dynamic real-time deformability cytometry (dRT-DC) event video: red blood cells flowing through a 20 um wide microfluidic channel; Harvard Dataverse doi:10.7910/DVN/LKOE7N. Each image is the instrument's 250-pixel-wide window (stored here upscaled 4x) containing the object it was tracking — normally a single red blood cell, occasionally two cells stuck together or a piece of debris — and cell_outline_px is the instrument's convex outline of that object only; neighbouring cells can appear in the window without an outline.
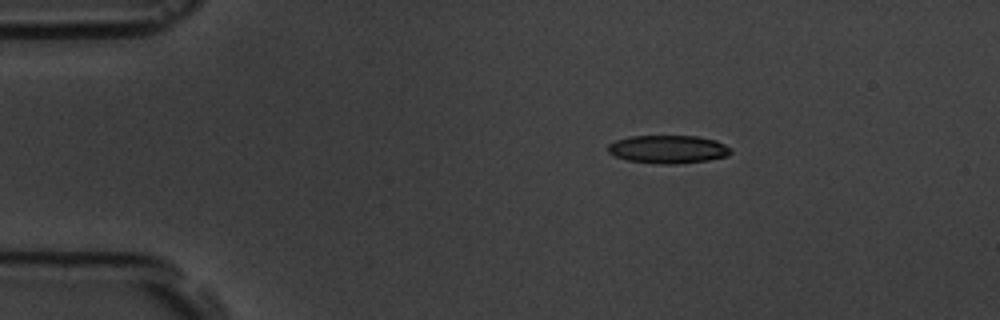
{"species": "common noctule bat (a hibernating species)", "species_latin": "Nyctalus noctula", "temperature_condition": "room temperature", "stored_images_in_passage": 3, "camera_frame_rate_fps": 3000, "um_per_image_px": 0.085, "animal": {"sex": "male", "body_mass_g": 19.5, "forearm_length_mm": 54.6}, "frame": {"image": 1, "passage_image": 1, "time_ms": 0.0, "image_size_px": [1000, 320], "cell_outline_px": [[732, 152], [728, 156], [708, 160], [676, 164], [656, 164], [628, 160], [616, 156], [608, 152], [608, 144], [616, 140], [632, 136], [696, 136], [716, 140], [732, 148]], "centroid_in_image_um": [56.82, 12.69], "position_along_channel_um": 28.2, "area_um2": 20.17}}